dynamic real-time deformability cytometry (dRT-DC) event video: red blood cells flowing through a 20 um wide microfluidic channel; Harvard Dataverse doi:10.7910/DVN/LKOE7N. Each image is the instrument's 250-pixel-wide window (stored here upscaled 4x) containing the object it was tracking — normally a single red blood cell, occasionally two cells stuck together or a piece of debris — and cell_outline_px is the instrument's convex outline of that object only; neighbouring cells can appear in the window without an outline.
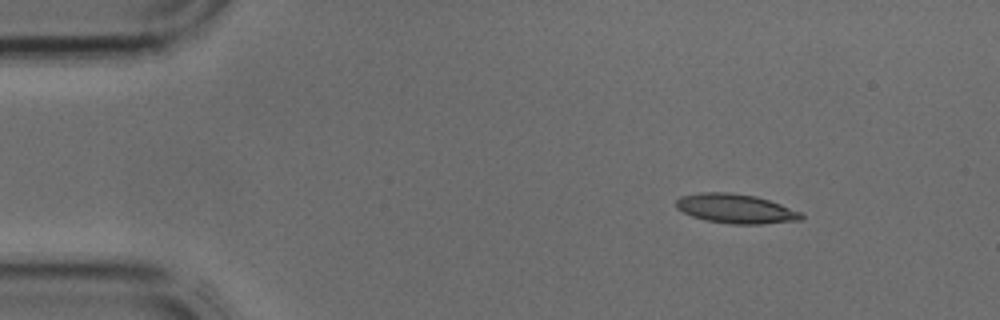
{"species": "common noctule bat (a hibernating species)", "species_latin": "Nyctalus noctula", "temperature_condition": "cold", "stored_images_in_passage": 4, "camera_frame_rate_fps": 3000, "um_per_image_px": 0.085, "animal": {"sex": "male", "body_mass_g": 17.9, "forearm_length_mm": 54.2}, "frame": {"image": 1, "passage_image": 2, "time_ms": 0.333, "image_size_px": [1000, 320], "cell_outline_px": [[804, 220], [764, 224], [732, 224], [708, 220], [692, 216], [676, 208], [676, 200], [680, 196], [700, 192], [728, 192], [756, 196], [804, 212]], "centroid_in_image_um": [62.59, 17.74], "position_along_channel_um": 22.4, "area_um2": 21.56}}
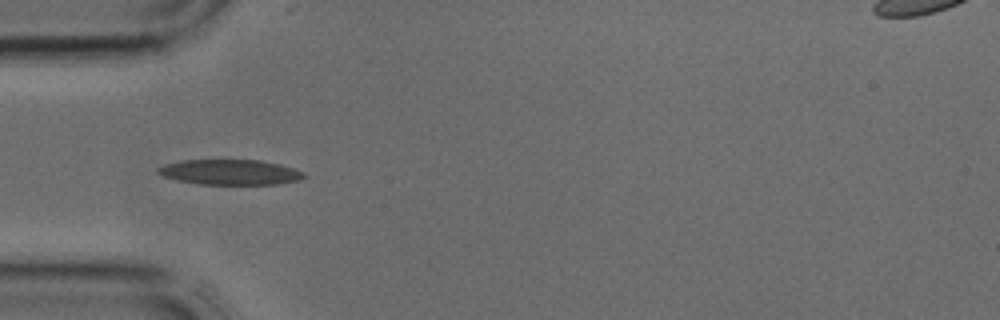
{"frame": {"image": 2, "passage_image": 4, "time_ms": 1.0, "image_size_px": [1000, 320], "cell_outline_px": [[308, 176], [300, 180], [276, 184], [200, 184], [176, 180], [164, 176], [156, 172], [156, 168], [164, 164], [184, 160], [260, 160], [280, 164], [304, 172]], "centroid_in_image_um": [19.56, 14.63], "position_along_channel_um": 65.4, "area_um2": 21.5}}